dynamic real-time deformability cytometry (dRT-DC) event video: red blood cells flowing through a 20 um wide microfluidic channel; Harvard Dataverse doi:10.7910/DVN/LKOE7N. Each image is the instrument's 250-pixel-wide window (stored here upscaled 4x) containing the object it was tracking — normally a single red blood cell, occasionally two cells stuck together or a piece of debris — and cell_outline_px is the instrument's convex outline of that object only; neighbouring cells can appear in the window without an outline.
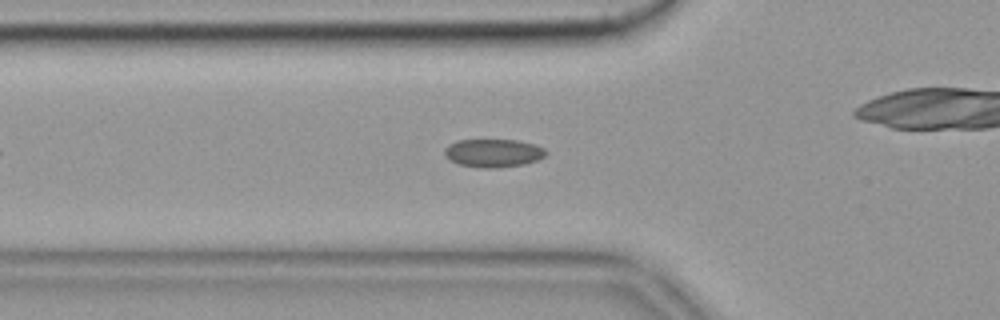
{"species": "common noctule bat (a hibernating species)", "species_latin": "Nyctalus noctula", "temperature_condition": "cold", "stored_images_in_passage": 41, "camera_frame_rate_fps": 3000, "um_per_image_px": 0.085, "animal": {"sex": "female", "body_mass_g": 19.9}, "frame": {"image": 1, "passage_image": 12, "time_ms": 3.667, "image_size_px": [1000, 320], "cell_outline_px": [[548, 152], [544, 156], [536, 160], [524, 164], [496, 168], [480, 168], [460, 164], [452, 160], [444, 152], [444, 148], [448, 144], [460, 140], [516, 140], [536, 144], [544, 148]], "centroid_in_image_um": [41.96, 13.0], "position_along_channel_um": 83.8, "area_um2": 16.53}}